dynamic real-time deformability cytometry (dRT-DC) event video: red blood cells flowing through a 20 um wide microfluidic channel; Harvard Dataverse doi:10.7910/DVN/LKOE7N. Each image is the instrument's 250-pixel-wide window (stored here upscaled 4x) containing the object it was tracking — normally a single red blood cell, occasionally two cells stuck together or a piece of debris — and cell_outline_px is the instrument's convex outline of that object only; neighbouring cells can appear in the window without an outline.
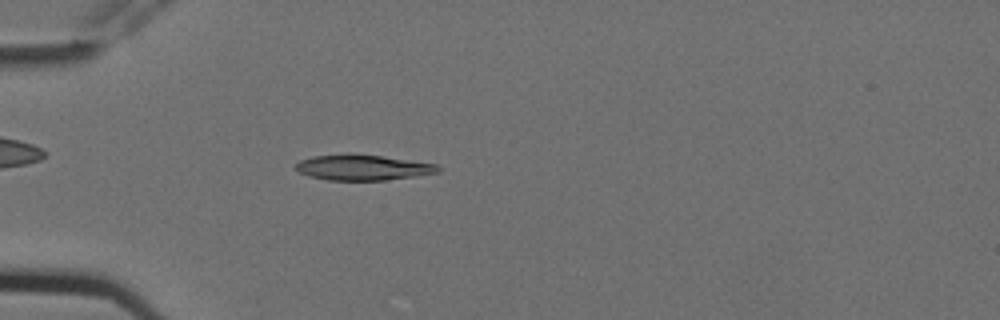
{"species": "Egyptian fruit bat (a non-hibernating species)", "species_latin": "Rousettus aegyptiacus", "temperature_condition": "cold", "stored_images_in_passage": 3, "camera_frame_rate_fps": 3000, "um_per_image_px": 0.085, "animal": {"sex": "female"}, "frame": {"image": 1, "passage_image": 3, "time_ms": 0.667, "image_size_px": [1000, 320], "cell_outline_px": [[440, 172], [416, 176], [384, 180], [328, 180], [308, 176], [300, 172], [296, 168], [296, 164], [300, 160], [312, 156], [348, 152], [352, 152], [436, 164], [440, 168]], "centroid_in_image_um": [30.8, 14.22], "position_along_channel_um": 54.2, "area_um2": 21.33}}